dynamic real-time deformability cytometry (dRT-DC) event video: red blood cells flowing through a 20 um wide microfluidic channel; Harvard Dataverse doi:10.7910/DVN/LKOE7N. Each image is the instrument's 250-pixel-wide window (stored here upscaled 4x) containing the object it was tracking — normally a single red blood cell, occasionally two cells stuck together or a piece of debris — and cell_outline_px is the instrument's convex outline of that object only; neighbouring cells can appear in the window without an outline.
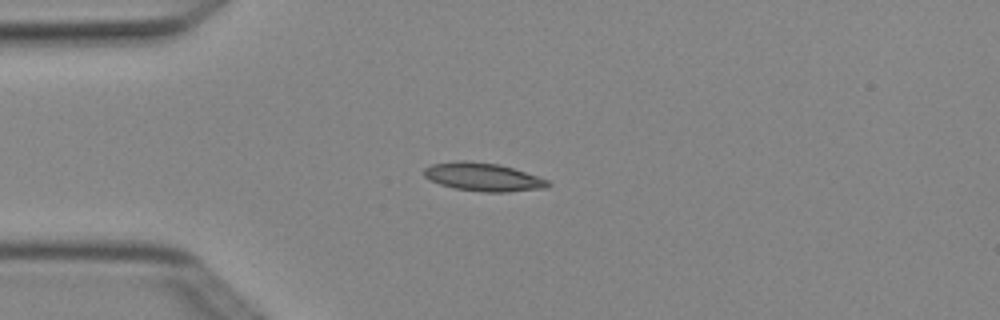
{"species": "Egyptian fruit bat (a non-hibernating species)", "species_latin": "Rousettus aegyptiacus", "temperature_condition": "cold", "stored_images_in_passage": 2, "camera_frame_rate_fps": 3000, "um_per_image_px": 0.085, "animal": {"sex": "female"}, "frame": {"image": 1, "passage_image": 2, "time_ms": 0.333, "image_size_px": [1000, 320], "cell_outline_px": [[552, 184], [548, 188], [508, 192], [484, 192], [456, 188], [440, 184], [424, 176], [424, 168], [432, 164], [456, 160], [464, 160], [500, 164], [548, 180]], "centroid_in_image_um": [41.08, 15.04], "position_along_channel_um": 43.9, "area_um2": 20.35}}